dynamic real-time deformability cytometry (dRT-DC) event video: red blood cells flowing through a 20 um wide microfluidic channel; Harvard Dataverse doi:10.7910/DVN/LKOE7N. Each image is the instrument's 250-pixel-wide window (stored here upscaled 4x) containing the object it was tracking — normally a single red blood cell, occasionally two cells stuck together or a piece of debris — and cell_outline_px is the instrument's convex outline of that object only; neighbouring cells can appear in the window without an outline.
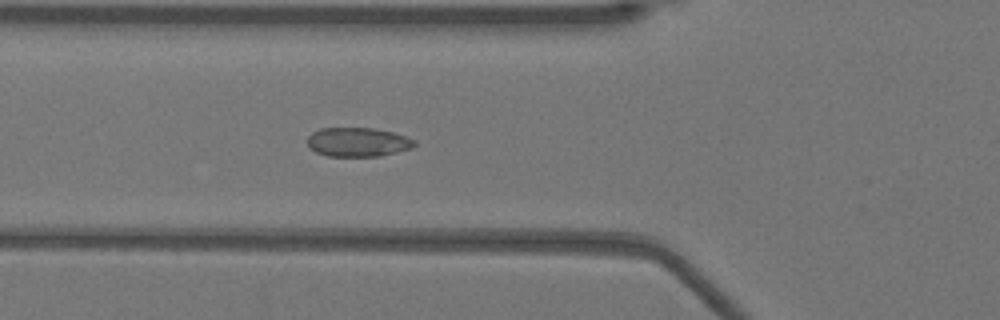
{"species": "Egyptian fruit bat (a non-hibernating species)", "species_latin": "Rousettus aegyptiacus", "temperature_condition": "warm", "stored_images_in_passage": 20, "camera_frame_rate_fps": 3000, "um_per_image_px": 0.085, "animal": {"sex": "female"}, "frame": {"image": 1, "passage_image": 17, "time_ms": 5.333, "image_size_px": [1000, 320], "cell_outline_px": [[416, 144], [412, 148], [380, 156], [328, 156], [316, 152], [308, 148], [308, 136], [312, 132], [320, 128], [376, 128], [392, 132], [416, 140]], "centroid_in_image_um": [30.4, 12.07], "position_along_channel_um": 95.4, "area_um2": 18.21}}
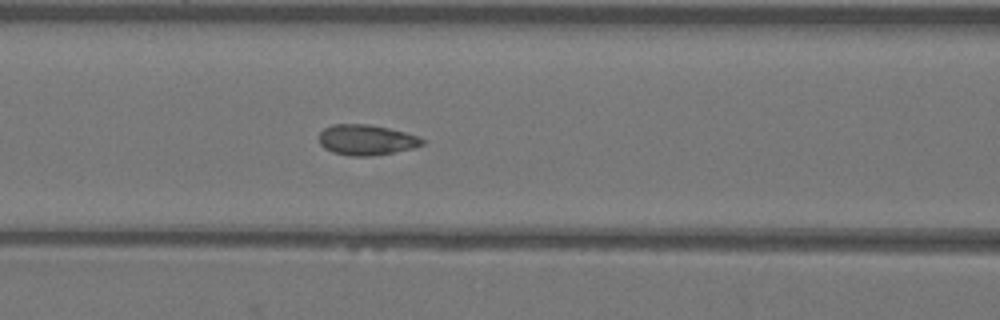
{"frame": {"image": 2, "passage_image": 20, "time_ms": 6.333, "image_size_px": [1000, 320], "cell_outline_px": [[424, 144], [412, 148], [396, 152], [372, 156], [348, 156], [332, 152], [324, 148], [320, 144], [320, 132], [324, 128], [332, 124], [368, 124], [388, 128], [420, 136], [424, 140]], "centroid_in_image_um": [31.14, 11.89], "position_along_channel_um": 135.5, "area_um2": 18.44}}